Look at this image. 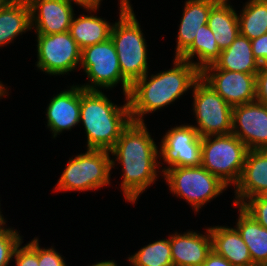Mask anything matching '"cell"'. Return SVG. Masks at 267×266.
Segmentation results:
<instances>
[{"instance_id": "cell-1", "label": "cell", "mask_w": 267, "mask_h": 266, "mask_svg": "<svg viewBox=\"0 0 267 266\" xmlns=\"http://www.w3.org/2000/svg\"><path fill=\"white\" fill-rule=\"evenodd\" d=\"M112 169L121 164L123 172L120 184L124 200L135 204L139 196L158 178L161 166L159 150L151 137L145 122H133L122 131L114 147ZM117 161V163H116Z\"/></svg>"}, {"instance_id": "cell-4", "label": "cell", "mask_w": 267, "mask_h": 266, "mask_svg": "<svg viewBox=\"0 0 267 266\" xmlns=\"http://www.w3.org/2000/svg\"><path fill=\"white\" fill-rule=\"evenodd\" d=\"M119 2V21L113 23L110 38L117 52L121 74L132 85L148 72V46L130 0Z\"/></svg>"}, {"instance_id": "cell-9", "label": "cell", "mask_w": 267, "mask_h": 266, "mask_svg": "<svg viewBox=\"0 0 267 266\" xmlns=\"http://www.w3.org/2000/svg\"><path fill=\"white\" fill-rule=\"evenodd\" d=\"M193 113L197 125H192L203 138L232 133V109L201 77L193 85Z\"/></svg>"}, {"instance_id": "cell-6", "label": "cell", "mask_w": 267, "mask_h": 266, "mask_svg": "<svg viewBox=\"0 0 267 266\" xmlns=\"http://www.w3.org/2000/svg\"><path fill=\"white\" fill-rule=\"evenodd\" d=\"M201 165L227 186H235L242 174L247 146L233 133L202 138Z\"/></svg>"}, {"instance_id": "cell-20", "label": "cell", "mask_w": 267, "mask_h": 266, "mask_svg": "<svg viewBox=\"0 0 267 266\" xmlns=\"http://www.w3.org/2000/svg\"><path fill=\"white\" fill-rule=\"evenodd\" d=\"M259 68L260 64L253 56L251 40L239 33L228 48L221 50L219 58L214 64L204 69L257 74Z\"/></svg>"}, {"instance_id": "cell-7", "label": "cell", "mask_w": 267, "mask_h": 266, "mask_svg": "<svg viewBox=\"0 0 267 266\" xmlns=\"http://www.w3.org/2000/svg\"><path fill=\"white\" fill-rule=\"evenodd\" d=\"M170 192L182 198L199 212L202 207L228 188L218 177L202 165L196 167H173L163 175Z\"/></svg>"}, {"instance_id": "cell-12", "label": "cell", "mask_w": 267, "mask_h": 266, "mask_svg": "<svg viewBox=\"0 0 267 266\" xmlns=\"http://www.w3.org/2000/svg\"><path fill=\"white\" fill-rule=\"evenodd\" d=\"M232 133L248 150L267 149V105L254 101L234 106Z\"/></svg>"}, {"instance_id": "cell-15", "label": "cell", "mask_w": 267, "mask_h": 266, "mask_svg": "<svg viewBox=\"0 0 267 266\" xmlns=\"http://www.w3.org/2000/svg\"><path fill=\"white\" fill-rule=\"evenodd\" d=\"M47 128L53 138L80 123V85L70 86L51 98L46 108Z\"/></svg>"}, {"instance_id": "cell-25", "label": "cell", "mask_w": 267, "mask_h": 266, "mask_svg": "<svg viewBox=\"0 0 267 266\" xmlns=\"http://www.w3.org/2000/svg\"><path fill=\"white\" fill-rule=\"evenodd\" d=\"M220 52L214 34L206 24L202 25L192 44L178 58L190 62L201 72L205 67L214 64ZM195 56L198 62L193 60Z\"/></svg>"}, {"instance_id": "cell-39", "label": "cell", "mask_w": 267, "mask_h": 266, "mask_svg": "<svg viewBox=\"0 0 267 266\" xmlns=\"http://www.w3.org/2000/svg\"><path fill=\"white\" fill-rule=\"evenodd\" d=\"M9 0H0V10L7 4Z\"/></svg>"}, {"instance_id": "cell-19", "label": "cell", "mask_w": 267, "mask_h": 266, "mask_svg": "<svg viewBox=\"0 0 267 266\" xmlns=\"http://www.w3.org/2000/svg\"><path fill=\"white\" fill-rule=\"evenodd\" d=\"M212 250L233 266H254L248 246L235 227L209 226Z\"/></svg>"}, {"instance_id": "cell-23", "label": "cell", "mask_w": 267, "mask_h": 266, "mask_svg": "<svg viewBox=\"0 0 267 266\" xmlns=\"http://www.w3.org/2000/svg\"><path fill=\"white\" fill-rule=\"evenodd\" d=\"M31 29L30 6L27 0H9L0 10V47L13 43Z\"/></svg>"}, {"instance_id": "cell-13", "label": "cell", "mask_w": 267, "mask_h": 266, "mask_svg": "<svg viewBox=\"0 0 267 266\" xmlns=\"http://www.w3.org/2000/svg\"><path fill=\"white\" fill-rule=\"evenodd\" d=\"M256 75L203 69L201 78L232 107L256 101Z\"/></svg>"}, {"instance_id": "cell-37", "label": "cell", "mask_w": 267, "mask_h": 266, "mask_svg": "<svg viewBox=\"0 0 267 266\" xmlns=\"http://www.w3.org/2000/svg\"><path fill=\"white\" fill-rule=\"evenodd\" d=\"M90 266H118V264L115 262V260H104L97 263H94Z\"/></svg>"}, {"instance_id": "cell-28", "label": "cell", "mask_w": 267, "mask_h": 266, "mask_svg": "<svg viewBox=\"0 0 267 266\" xmlns=\"http://www.w3.org/2000/svg\"><path fill=\"white\" fill-rule=\"evenodd\" d=\"M5 224L6 220L0 225V266H8L16 247L23 240L18 230L12 227L7 228Z\"/></svg>"}, {"instance_id": "cell-24", "label": "cell", "mask_w": 267, "mask_h": 266, "mask_svg": "<svg viewBox=\"0 0 267 266\" xmlns=\"http://www.w3.org/2000/svg\"><path fill=\"white\" fill-rule=\"evenodd\" d=\"M98 9H87L89 15L82 14L77 18L73 17L70 24L69 33L74 38L80 49H84L88 46H92L97 43L104 42L110 38L111 29L113 24L106 21L104 18H100L91 14Z\"/></svg>"}, {"instance_id": "cell-31", "label": "cell", "mask_w": 267, "mask_h": 266, "mask_svg": "<svg viewBox=\"0 0 267 266\" xmlns=\"http://www.w3.org/2000/svg\"><path fill=\"white\" fill-rule=\"evenodd\" d=\"M38 240V262L39 266H67L64 258L52 246L41 248Z\"/></svg>"}, {"instance_id": "cell-2", "label": "cell", "mask_w": 267, "mask_h": 266, "mask_svg": "<svg viewBox=\"0 0 267 266\" xmlns=\"http://www.w3.org/2000/svg\"><path fill=\"white\" fill-rule=\"evenodd\" d=\"M171 69L148 77V72L130 88L128 101L133 122H144V115L170 105L193 88L201 72L190 62L174 57Z\"/></svg>"}, {"instance_id": "cell-22", "label": "cell", "mask_w": 267, "mask_h": 266, "mask_svg": "<svg viewBox=\"0 0 267 266\" xmlns=\"http://www.w3.org/2000/svg\"><path fill=\"white\" fill-rule=\"evenodd\" d=\"M229 3L219 0L211 8L207 21L220 50L228 48L240 33L238 13Z\"/></svg>"}, {"instance_id": "cell-5", "label": "cell", "mask_w": 267, "mask_h": 266, "mask_svg": "<svg viewBox=\"0 0 267 266\" xmlns=\"http://www.w3.org/2000/svg\"><path fill=\"white\" fill-rule=\"evenodd\" d=\"M111 159L110 151L96 149L69 158L53 190L84 192L110 185Z\"/></svg>"}, {"instance_id": "cell-18", "label": "cell", "mask_w": 267, "mask_h": 266, "mask_svg": "<svg viewBox=\"0 0 267 266\" xmlns=\"http://www.w3.org/2000/svg\"><path fill=\"white\" fill-rule=\"evenodd\" d=\"M219 0H187L185 1L179 31L177 35L175 57H179L194 41L206 25L211 8Z\"/></svg>"}, {"instance_id": "cell-14", "label": "cell", "mask_w": 267, "mask_h": 266, "mask_svg": "<svg viewBox=\"0 0 267 266\" xmlns=\"http://www.w3.org/2000/svg\"><path fill=\"white\" fill-rule=\"evenodd\" d=\"M30 6L31 29L36 34H57L69 31L75 15L68 0H27Z\"/></svg>"}, {"instance_id": "cell-30", "label": "cell", "mask_w": 267, "mask_h": 266, "mask_svg": "<svg viewBox=\"0 0 267 266\" xmlns=\"http://www.w3.org/2000/svg\"><path fill=\"white\" fill-rule=\"evenodd\" d=\"M241 207L260 225L267 228V201H245Z\"/></svg>"}, {"instance_id": "cell-33", "label": "cell", "mask_w": 267, "mask_h": 266, "mask_svg": "<svg viewBox=\"0 0 267 266\" xmlns=\"http://www.w3.org/2000/svg\"><path fill=\"white\" fill-rule=\"evenodd\" d=\"M254 58L259 64L267 63V33L251 40Z\"/></svg>"}, {"instance_id": "cell-3", "label": "cell", "mask_w": 267, "mask_h": 266, "mask_svg": "<svg viewBox=\"0 0 267 266\" xmlns=\"http://www.w3.org/2000/svg\"><path fill=\"white\" fill-rule=\"evenodd\" d=\"M124 104H114L104 92L80 86V123L85 128L87 149L110 151L122 131L130 124L128 97Z\"/></svg>"}, {"instance_id": "cell-35", "label": "cell", "mask_w": 267, "mask_h": 266, "mask_svg": "<svg viewBox=\"0 0 267 266\" xmlns=\"http://www.w3.org/2000/svg\"><path fill=\"white\" fill-rule=\"evenodd\" d=\"M72 5L76 4V6H80V8L82 7L83 9H85V11L87 9H99V5L101 4L102 0H68ZM74 2V3H73Z\"/></svg>"}, {"instance_id": "cell-8", "label": "cell", "mask_w": 267, "mask_h": 266, "mask_svg": "<svg viewBox=\"0 0 267 266\" xmlns=\"http://www.w3.org/2000/svg\"><path fill=\"white\" fill-rule=\"evenodd\" d=\"M81 67L89 79L88 83L80 84L85 90H112L121 83L123 95L128 96L131 84L121 74L117 52L111 38L82 49Z\"/></svg>"}, {"instance_id": "cell-32", "label": "cell", "mask_w": 267, "mask_h": 266, "mask_svg": "<svg viewBox=\"0 0 267 266\" xmlns=\"http://www.w3.org/2000/svg\"><path fill=\"white\" fill-rule=\"evenodd\" d=\"M256 101L267 105V63L260 65L256 75Z\"/></svg>"}, {"instance_id": "cell-27", "label": "cell", "mask_w": 267, "mask_h": 266, "mask_svg": "<svg viewBox=\"0 0 267 266\" xmlns=\"http://www.w3.org/2000/svg\"><path fill=\"white\" fill-rule=\"evenodd\" d=\"M131 266H173L169 238L153 241L141 247L134 255H129Z\"/></svg>"}, {"instance_id": "cell-11", "label": "cell", "mask_w": 267, "mask_h": 266, "mask_svg": "<svg viewBox=\"0 0 267 266\" xmlns=\"http://www.w3.org/2000/svg\"><path fill=\"white\" fill-rule=\"evenodd\" d=\"M202 137L190 124H182L168 130L162 137L159 158L168 165L162 174L173 167H196L201 165Z\"/></svg>"}, {"instance_id": "cell-26", "label": "cell", "mask_w": 267, "mask_h": 266, "mask_svg": "<svg viewBox=\"0 0 267 266\" xmlns=\"http://www.w3.org/2000/svg\"><path fill=\"white\" fill-rule=\"evenodd\" d=\"M239 14L242 36L253 40L267 33V0H248Z\"/></svg>"}, {"instance_id": "cell-21", "label": "cell", "mask_w": 267, "mask_h": 266, "mask_svg": "<svg viewBox=\"0 0 267 266\" xmlns=\"http://www.w3.org/2000/svg\"><path fill=\"white\" fill-rule=\"evenodd\" d=\"M236 226L243 241L248 246L254 266H267V228L260 225L240 205Z\"/></svg>"}, {"instance_id": "cell-17", "label": "cell", "mask_w": 267, "mask_h": 266, "mask_svg": "<svg viewBox=\"0 0 267 266\" xmlns=\"http://www.w3.org/2000/svg\"><path fill=\"white\" fill-rule=\"evenodd\" d=\"M234 188V206H241L248 198L267 189V149L248 150L241 177Z\"/></svg>"}, {"instance_id": "cell-16", "label": "cell", "mask_w": 267, "mask_h": 266, "mask_svg": "<svg viewBox=\"0 0 267 266\" xmlns=\"http://www.w3.org/2000/svg\"><path fill=\"white\" fill-rule=\"evenodd\" d=\"M206 234L193 231L170 235V247L173 266H202L212 251V239L209 227Z\"/></svg>"}, {"instance_id": "cell-36", "label": "cell", "mask_w": 267, "mask_h": 266, "mask_svg": "<svg viewBox=\"0 0 267 266\" xmlns=\"http://www.w3.org/2000/svg\"><path fill=\"white\" fill-rule=\"evenodd\" d=\"M246 201H267V189L262 191L258 196L248 198Z\"/></svg>"}, {"instance_id": "cell-34", "label": "cell", "mask_w": 267, "mask_h": 266, "mask_svg": "<svg viewBox=\"0 0 267 266\" xmlns=\"http://www.w3.org/2000/svg\"><path fill=\"white\" fill-rule=\"evenodd\" d=\"M202 266H233L228 260L216 254L213 250L207 255Z\"/></svg>"}, {"instance_id": "cell-40", "label": "cell", "mask_w": 267, "mask_h": 266, "mask_svg": "<svg viewBox=\"0 0 267 266\" xmlns=\"http://www.w3.org/2000/svg\"><path fill=\"white\" fill-rule=\"evenodd\" d=\"M1 204V203H0ZM1 206V205H0ZM1 209H0V225L5 221L3 215L1 214Z\"/></svg>"}, {"instance_id": "cell-38", "label": "cell", "mask_w": 267, "mask_h": 266, "mask_svg": "<svg viewBox=\"0 0 267 266\" xmlns=\"http://www.w3.org/2000/svg\"><path fill=\"white\" fill-rule=\"evenodd\" d=\"M8 87H5V85L2 84V82L0 81V99L1 97L6 96V94L8 95Z\"/></svg>"}, {"instance_id": "cell-10", "label": "cell", "mask_w": 267, "mask_h": 266, "mask_svg": "<svg viewBox=\"0 0 267 266\" xmlns=\"http://www.w3.org/2000/svg\"><path fill=\"white\" fill-rule=\"evenodd\" d=\"M36 36L37 69L50 76H63L80 67L82 50L69 31Z\"/></svg>"}, {"instance_id": "cell-29", "label": "cell", "mask_w": 267, "mask_h": 266, "mask_svg": "<svg viewBox=\"0 0 267 266\" xmlns=\"http://www.w3.org/2000/svg\"><path fill=\"white\" fill-rule=\"evenodd\" d=\"M38 239L33 238L25 246H21L23 241L16 247L13 258L16 266H39L38 262Z\"/></svg>"}]
</instances>
